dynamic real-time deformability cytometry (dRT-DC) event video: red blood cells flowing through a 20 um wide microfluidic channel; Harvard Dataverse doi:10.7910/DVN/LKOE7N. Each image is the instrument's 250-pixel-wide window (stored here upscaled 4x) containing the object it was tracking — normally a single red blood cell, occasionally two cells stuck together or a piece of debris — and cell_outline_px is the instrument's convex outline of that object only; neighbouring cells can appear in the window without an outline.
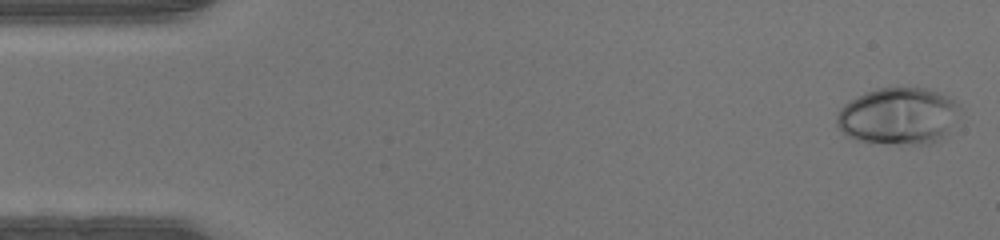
{"species": "human", "species_latin": "Homo sapiens", "temperature_condition": "warm", "stored_images_in_passage": 46, "camera_frame_rate_fps": 3000, "um_per_image_px": 0.085, "donor": {"sex": "male"}, "frame": {"image": 1, "passage_image": 1, "time_ms": 0.0, "image_size_px": [1000, 240], "cell_outline_px": [[960, 108], [948, 132], [940, 140], [928, 144], [896, 144], [856, 140], [848, 136], [836, 124], [836, 116], [840, 108], [844, 104], [864, 92], [880, 88], [924, 88], [940, 92], [948, 96], [960, 104]], "centroid_in_image_um": [76.36, 9.86], "position_along_channel_um": 8.6, "area_um2": 40.81}}
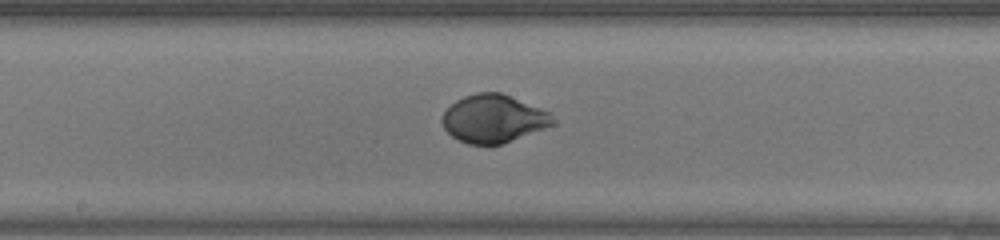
{"frame": {"image": 2, "passage_image": 24, "time_ms": 7.667, "image_size_px": [1000, 240], "cell_outline_px": [[556, 124], [500, 144], [468, 144], [452, 136], [444, 128], [444, 112], [456, 100], [464, 96], [476, 92], [500, 92], [552, 112], [556, 120]], "centroid_in_image_um": [42.0, 10.07], "position_along_channel_um": 206.2, "area_um2": 30.69}}
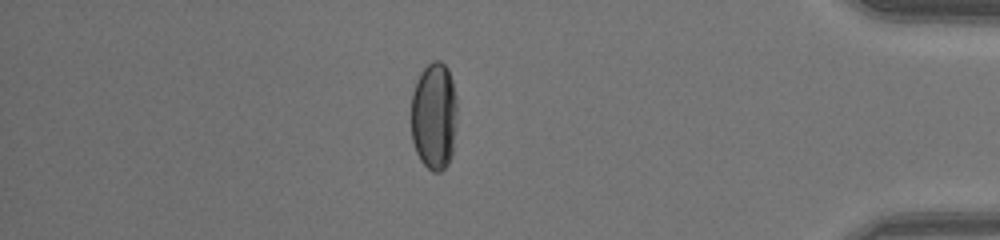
{"frame": {"image": 3, "passage_image": 40, "time_ms": 13.0, "image_size_px": [1000, 240], "cell_outline_px": [[456, 116], [452, 152], [448, 164], [440, 172], [432, 172], [420, 160], [416, 152], [412, 140], [412, 92], [416, 80], [420, 72], [432, 60], [440, 60], [448, 68], [452, 80], [456, 96]], "centroid_in_image_um": [36.89, 9.84], "position_along_channel_um": 398.3, "area_um2": 28.96}}